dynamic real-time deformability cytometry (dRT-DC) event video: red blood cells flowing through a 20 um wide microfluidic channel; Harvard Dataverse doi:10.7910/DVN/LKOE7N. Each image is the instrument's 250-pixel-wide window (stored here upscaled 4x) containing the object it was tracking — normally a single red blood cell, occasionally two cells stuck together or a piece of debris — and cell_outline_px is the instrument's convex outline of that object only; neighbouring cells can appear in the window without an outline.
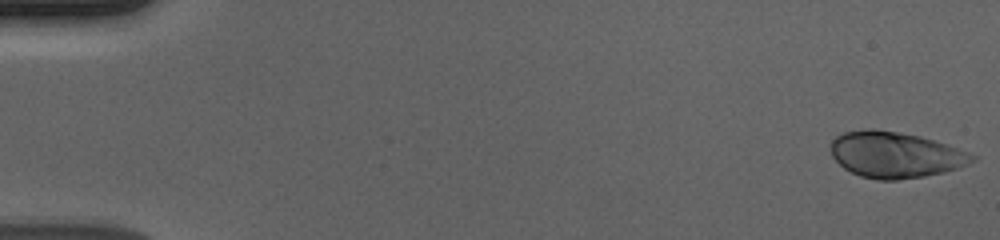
{"species": "human", "species_latin": "Homo sapiens", "temperature_condition": "cold", "stored_images_in_passage": 56, "camera_frame_rate_fps": 3000, "um_per_image_px": 0.085, "donor": {"sex": "male"}, "frame": {"image": 1, "passage_image": 1, "time_ms": 0.0, "image_size_px": [1000, 240], "cell_outline_px": [[976, 160], [968, 164], [944, 172], [924, 176], [896, 180], [880, 180], [860, 176], [844, 168], [832, 156], [828, 148], [832, 140], [836, 136], [844, 132], [868, 128], [872, 128], [920, 136], [956, 148], [976, 156]], "centroid_in_image_um": [76.04, 13.15], "position_along_channel_um": 9.0, "area_um2": 37.69}}
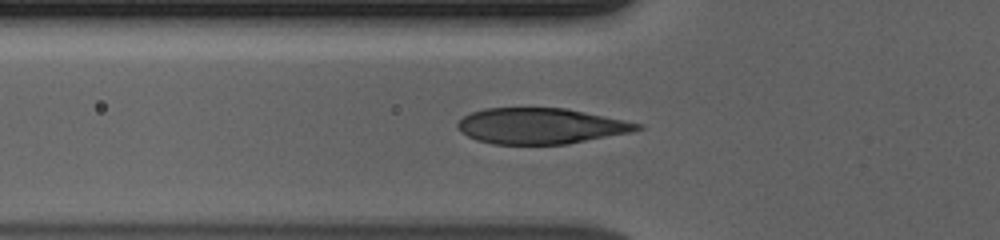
{"frame": {"image": 2, "passage_image": 20, "time_ms": 6.333, "image_size_px": [1000, 240], "cell_outline_px": [[644, 128], [632, 132], [568, 144], [492, 144], [476, 140], [460, 132], [456, 128], [456, 124], [464, 116], [472, 112], [484, 108], [564, 108], [644, 124]], "centroid_in_image_um": [45.95, 10.71], "position_along_channel_um": 79.8, "area_um2": 37.51}}
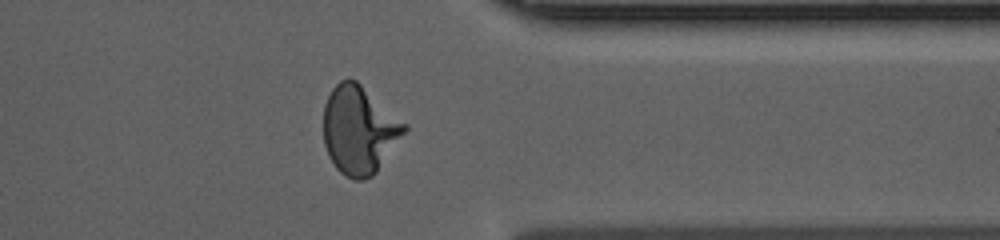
{"frame": {"image": 3, "passage_image": 45, "time_ms": 14.667, "image_size_px": [1000, 240], "cell_outline_px": [[408, 128], [376, 172], [372, 176], [364, 180], [352, 180], [344, 176], [336, 168], [328, 156], [324, 144], [324, 104], [332, 88], [340, 80], [348, 76], [356, 80], [408, 124]], "centroid_in_image_um": [30.52, 11.03], "position_along_channel_um": 380.9, "area_um2": 41.79}, "authors_computed_cell_mechanics": {"area_um2": 38.7838, "velocity_mm_per_s": 3.6745, "shape_relaxation_time_tau1_ms": 3.9508, "shape_relaxation_time_tau2_ms": null, "deformation_change_tau1": 0.1967, "deformation_change_tau2": null}}